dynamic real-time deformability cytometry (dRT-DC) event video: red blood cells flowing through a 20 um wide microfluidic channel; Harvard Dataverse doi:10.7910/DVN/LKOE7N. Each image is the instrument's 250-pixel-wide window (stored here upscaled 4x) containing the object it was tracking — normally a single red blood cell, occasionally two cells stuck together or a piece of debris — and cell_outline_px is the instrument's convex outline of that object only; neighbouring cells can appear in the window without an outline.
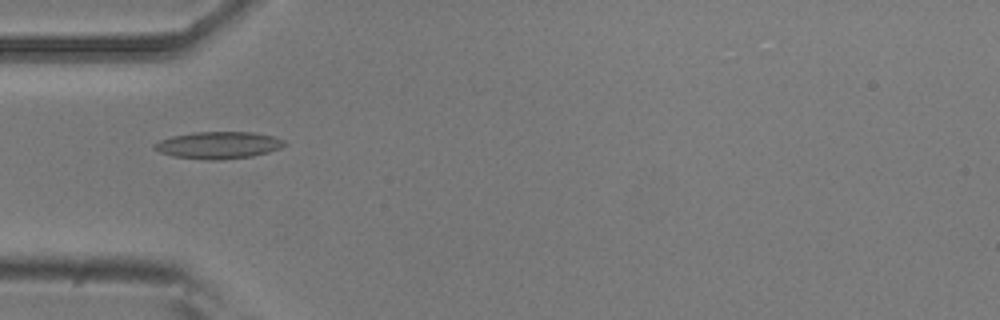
{"species": "common noctule bat (a hibernating species)", "species_latin": "Nyctalus noctula", "temperature_condition": "room temperature", "stored_images_in_passage": 8, "camera_frame_rate_fps": 3000, "um_per_image_px": 0.085, "animal": {"sex": "male", "body_mass_g": 20.5, "forearm_length_mm": 52.5}, "frame": {"image": 1, "passage_image": 6, "time_ms": 1.667, "image_size_px": [1000, 320], "cell_outline_px": [[288, 144], [280, 148], [268, 152], [252, 156], [220, 160], [212, 160], [176, 156], [160, 152], [152, 148], [152, 144], [160, 140], [172, 136], [192, 132], [252, 132], [272, 136], [284, 140]], "centroid_in_image_um": [18.57, 12.33], "position_along_channel_um": 66.4, "area_um2": 20.4}}